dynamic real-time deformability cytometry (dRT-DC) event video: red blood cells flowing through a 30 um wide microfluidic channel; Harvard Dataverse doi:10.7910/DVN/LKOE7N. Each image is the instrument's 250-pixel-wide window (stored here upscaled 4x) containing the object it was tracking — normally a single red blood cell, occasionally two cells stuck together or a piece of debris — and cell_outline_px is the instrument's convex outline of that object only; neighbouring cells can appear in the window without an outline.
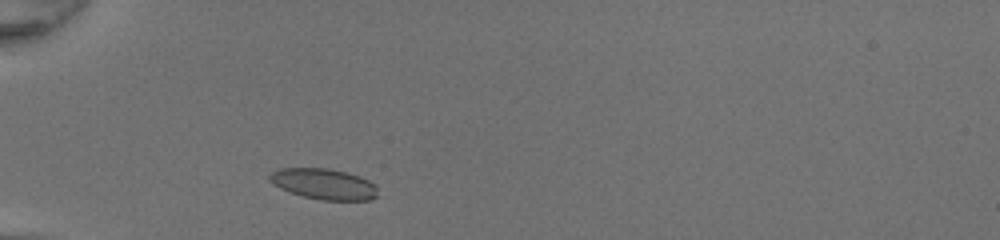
{"species": "common noctule bat (a hibernating species)", "species_latin": "Nyctalus noctula", "temperature_condition": "room temperature", "stored_images_in_passage": 30, "camera_frame_rate_fps": 3000, "um_per_image_px": 0.085, "animal": {"sex": "female", "body_mass_g": 20.0, "forearm_length_mm": 54.0}, "frame": {"image": 1, "passage_image": 3, "time_ms": 0.667, "image_size_px": [1000, 240], "cell_outline_px": [[376, 196], [372, 200], [320, 200], [304, 196], [280, 188], [268, 180], [268, 176], [272, 172], [280, 168], [328, 168], [348, 172], [360, 176], [376, 184]], "centroid_in_image_um": [27.54, 15.63], "position_along_channel_um": 57.5, "area_um2": 19.42}}
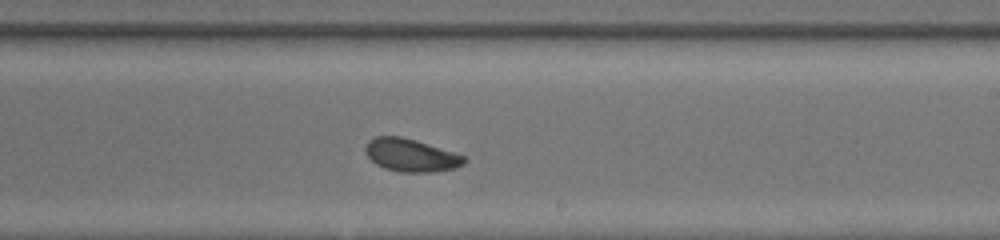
{"frame": {"image": 2, "passage_image": 18, "time_ms": 5.667, "image_size_px": [1000, 240], "cell_outline_px": [[468, 160], [464, 164], [456, 168], [428, 172], [400, 172], [384, 168], [376, 164], [364, 152], [364, 148], [368, 140], [376, 136], [400, 136], [416, 140], [464, 156]], "centroid_in_image_um": [34.9, 13.19], "position_along_channel_um": 254.1, "area_um2": 18.84}}
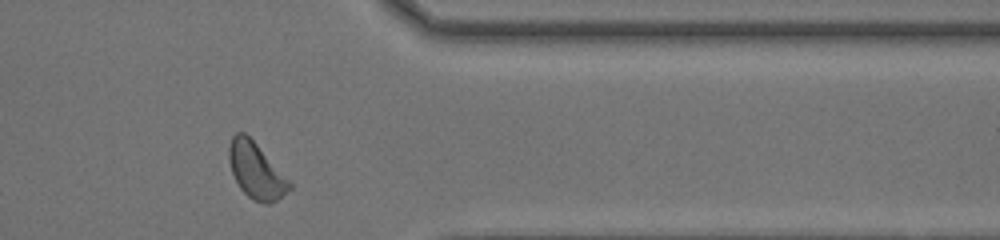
{"frame": {"image": 3, "passage_image": 28, "time_ms": 9.0, "image_size_px": [1000, 240], "cell_outline_px": [[292, 188], [276, 200], [268, 204], [264, 204], [252, 200], [240, 188], [232, 172], [228, 160], [228, 148], [232, 136], [236, 132], [244, 132], [256, 144], [292, 184]], "centroid_in_image_um": [21.73, 14.52], "position_along_channel_um": 389.7, "area_um2": 19.31}, "authors_computed_cell_mechanics": {"area_um2": 19.2474, "velocity_mm_per_s": 4.288, "shape_relaxation_time_tau1_ms": 2.1931, "shape_relaxation_time_tau2_ms": 2.1794, "deformation_change_tau1": 0.0884, "deformation_change_tau2": 0.077}}